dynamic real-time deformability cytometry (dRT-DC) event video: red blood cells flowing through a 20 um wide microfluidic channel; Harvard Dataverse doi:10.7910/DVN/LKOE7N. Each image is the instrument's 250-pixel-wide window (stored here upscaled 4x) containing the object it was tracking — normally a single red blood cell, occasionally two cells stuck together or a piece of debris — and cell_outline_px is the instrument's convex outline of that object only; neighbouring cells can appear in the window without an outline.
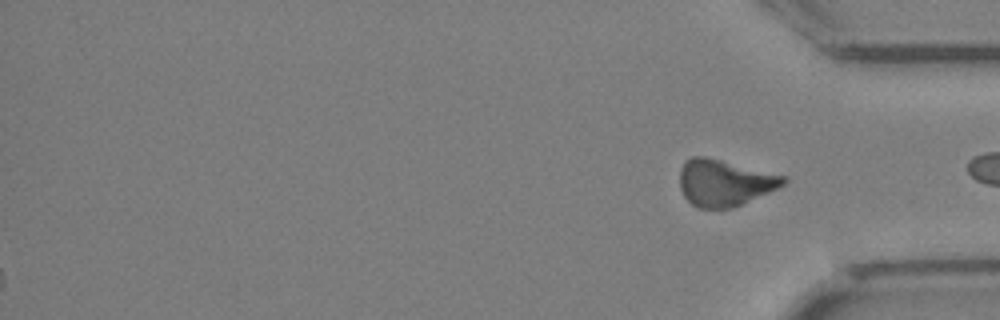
{"species": "Egyptian fruit bat (a non-hibernating species)", "species_latin": "Rousettus aegyptiacus", "temperature_condition": "cold", "stored_images_in_passage": 32, "segment_of_instrument_passage": [2, 2], "camera_frame_rate_fps": 3000, "um_per_image_px": 0.085, "animal": {"sex": "female"}, "frame": {"image": 1, "passage_image": 32, "time_ms": 10.333, "image_size_px": [1000, 320], "cell_outline_px": [[788, 180], [784, 184], [768, 192], [732, 208], [696, 208], [684, 196], [680, 188], [680, 168], [692, 156], [704, 156], [788, 176]], "centroid_in_image_um": [61.58, 15.53], "position_along_channel_um": 373.6, "area_um2": 27.86}}